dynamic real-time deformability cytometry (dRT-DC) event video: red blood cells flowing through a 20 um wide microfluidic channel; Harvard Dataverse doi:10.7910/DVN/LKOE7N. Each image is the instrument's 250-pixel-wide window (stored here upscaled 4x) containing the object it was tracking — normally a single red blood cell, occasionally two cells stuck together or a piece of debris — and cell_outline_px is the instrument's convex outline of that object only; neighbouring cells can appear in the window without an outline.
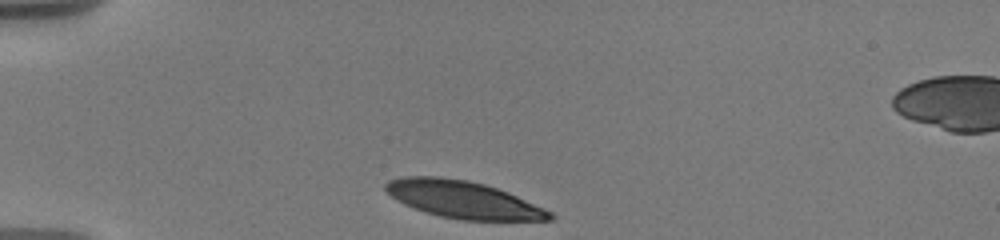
{"species": "human", "species_latin": "Homo sapiens", "temperature_condition": "warm", "stored_images_in_passage": 8, "camera_frame_rate_fps": 3000, "um_per_image_px": 0.085, "donor": {"sex": "male"}, "frame": {"image": 1, "passage_image": 1, "time_ms": 0.0, "image_size_px": [1000, 240], "cell_outline_px": [[556, 216], [552, 220], [460, 220], [440, 216], [404, 204], [396, 200], [384, 188], [384, 184], [388, 180], [404, 176], [440, 176], [468, 180], [484, 184], [508, 192], [544, 208], [552, 212]], "centroid_in_image_um": [39.37, 16.95], "position_along_channel_um": 45.6, "area_um2": 35.55}}
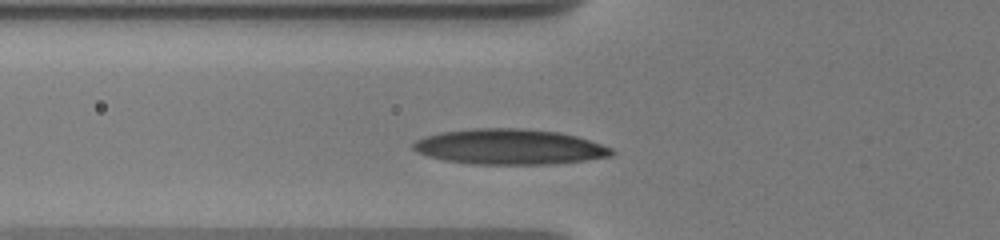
{"frame": {"image": 2, "passage_image": 8, "time_ms": 2.0, "image_size_px": [1000, 240], "cell_outline_px": [[616, 152], [612, 156], [584, 160], [548, 164], [468, 164], [444, 160], [428, 156], [412, 148], [412, 144], [416, 140], [424, 136], [440, 132], [472, 128], [524, 128], [560, 132], [576, 136], [612, 148]], "centroid_in_image_um": [43.29, 12.47], "position_along_channel_um": 82.5, "area_um2": 40.98}}